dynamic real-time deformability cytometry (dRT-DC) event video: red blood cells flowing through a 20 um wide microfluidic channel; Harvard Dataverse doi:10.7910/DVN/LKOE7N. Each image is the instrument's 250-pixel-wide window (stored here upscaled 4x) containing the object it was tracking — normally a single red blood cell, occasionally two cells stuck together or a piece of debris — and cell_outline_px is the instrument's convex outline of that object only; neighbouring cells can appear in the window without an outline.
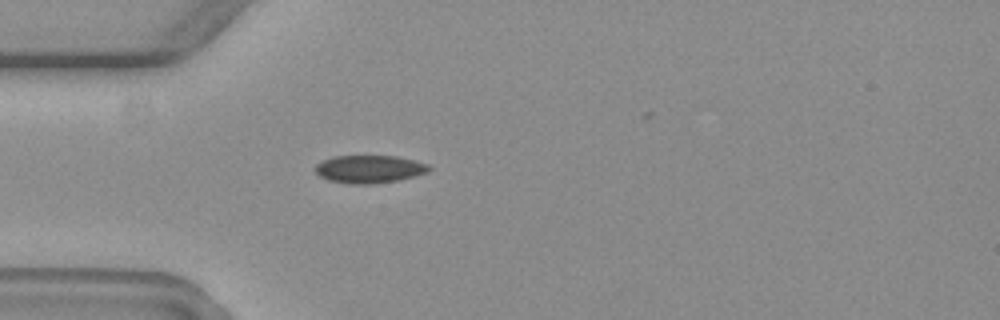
{"species": "common noctule bat (a hibernating species)", "species_latin": "Nyctalus noctula", "temperature_condition": "warm", "stored_images_in_passage": 5, "camera_frame_rate_fps": 3000, "um_per_image_px": 0.085, "animal": {"sex": "female", "body_mass_g": 19.3, "forearm_length_mm": 54.1}, "frame": {"image": 1, "passage_image": 5, "time_ms": 4.667, "image_size_px": [1000, 320], "cell_outline_px": [[432, 168], [428, 172], [396, 180], [372, 184], [348, 184], [328, 180], [320, 176], [312, 168], [316, 164], [332, 156], [396, 156], [428, 164]], "centroid_in_image_um": [31.34, 14.37], "position_along_channel_um": 53.7, "area_um2": 18.38}}